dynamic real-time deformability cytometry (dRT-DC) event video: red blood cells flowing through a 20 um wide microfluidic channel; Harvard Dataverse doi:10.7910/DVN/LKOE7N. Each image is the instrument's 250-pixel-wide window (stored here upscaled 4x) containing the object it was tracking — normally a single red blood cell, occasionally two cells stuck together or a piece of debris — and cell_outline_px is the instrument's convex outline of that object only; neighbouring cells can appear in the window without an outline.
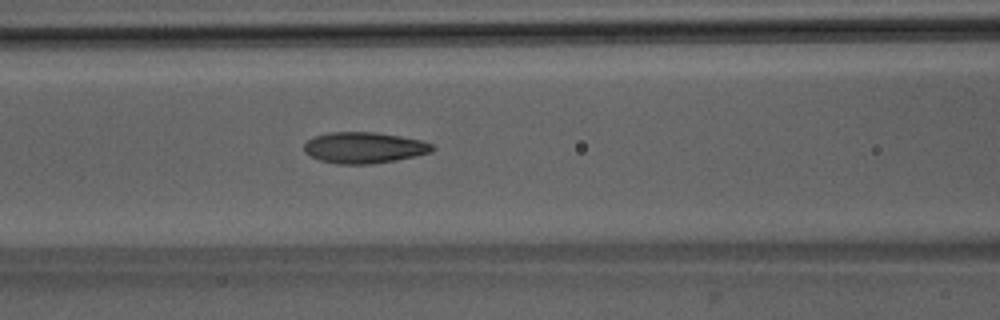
{"species": "Egyptian fruit bat (a non-hibernating species)", "species_latin": "Rousettus aegyptiacus", "temperature_condition": "room temperature", "stored_images_in_passage": 18, "camera_frame_rate_fps": 3000, "um_per_image_px": 0.085, "animal": {"sex": "male"}, "frame": {"image": 1, "passage_image": 15, "time_ms": 4.667, "image_size_px": [1000, 320], "cell_outline_px": [[436, 148], [432, 152], [396, 160], [372, 164], [336, 164], [320, 160], [304, 152], [304, 144], [308, 140], [316, 136], [328, 132], [376, 132], [400, 136], [420, 140], [432, 144]], "centroid_in_image_um": [30.95, 12.55], "position_along_channel_um": 135.6, "area_um2": 23.24}}